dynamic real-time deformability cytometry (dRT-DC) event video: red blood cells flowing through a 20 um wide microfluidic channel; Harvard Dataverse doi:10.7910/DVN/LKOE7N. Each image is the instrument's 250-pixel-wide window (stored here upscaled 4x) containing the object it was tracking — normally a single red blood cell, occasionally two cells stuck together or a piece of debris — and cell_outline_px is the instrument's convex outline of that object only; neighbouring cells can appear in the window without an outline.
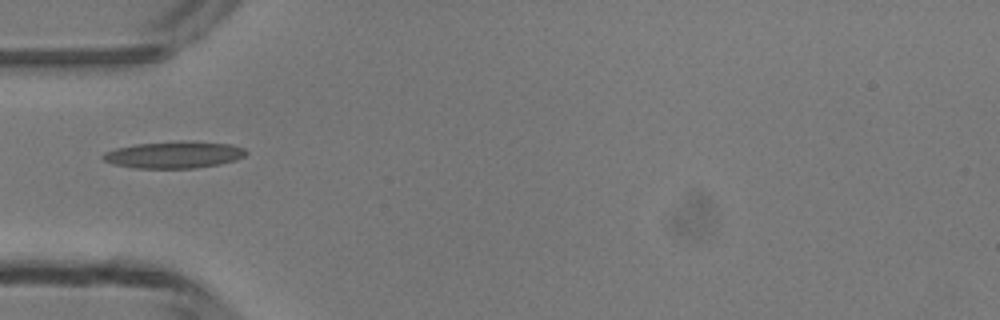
{"species": "common noctule bat (a hibernating species)", "species_latin": "Nyctalus noctula", "temperature_condition": "room temperature", "stored_images_in_passage": 2, "camera_frame_rate_fps": 3000, "um_per_image_px": 0.085, "animal": {"sex": "male", "body_mass_g": 13.3}, "frame": {"image": 1, "passage_image": 1, "time_ms": 0.0, "image_size_px": [1000, 320], "cell_outline_px": [[248, 152], [244, 156], [236, 160], [220, 164], [192, 168], [136, 168], [112, 164], [104, 160], [100, 156], [104, 152], [116, 148], [136, 144], [180, 140], [192, 140], [232, 144], [244, 148]], "centroid_in_image_um": [14.81, 13.14], "position_along_channel_um": 70.2, "area_um2": 22.72}}
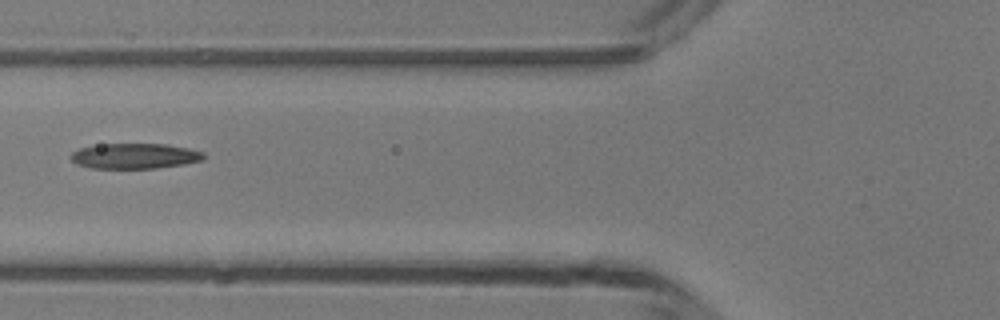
{"frame": {"image": 2, "passage_image": 2, "time_ms": 1.0, "image_size_px": [1000, 320], "cell_outline_px": [[204, 160], [184, 164], [156, 168], [88, 168], [76, 164], [72, 160], [72, 152], [80, 148], [100, 144], [168, 144], [188, 148], [204, 152]], "centroid_in_image_um": [11.47, 13.26], "position_along_channel_um": 114.3, "area_um2": 19.65}}